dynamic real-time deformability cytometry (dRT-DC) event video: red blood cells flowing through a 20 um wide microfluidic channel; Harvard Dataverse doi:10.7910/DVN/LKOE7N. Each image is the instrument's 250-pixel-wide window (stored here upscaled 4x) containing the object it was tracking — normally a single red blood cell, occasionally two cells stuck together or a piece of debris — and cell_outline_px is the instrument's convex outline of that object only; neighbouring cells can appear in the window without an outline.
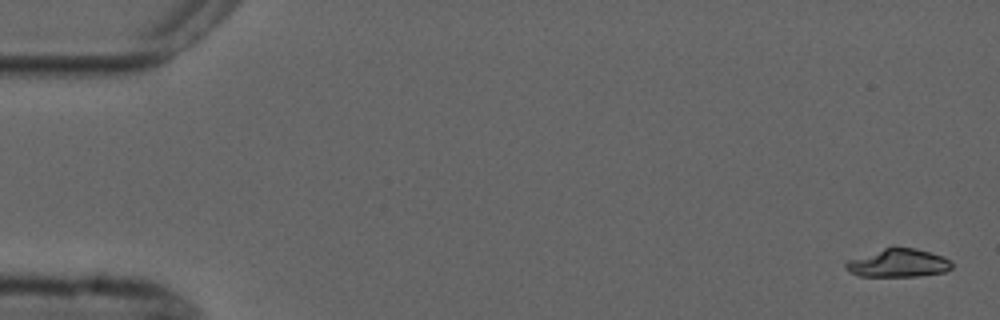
{"species": "common noctule bat (a hibernating species)", "species_latin": "Nyctalus noctula", "temperature_condition": "cold", "stored_images_in_passage": 5, "camera_frame_rate_fps": 3000, "um_per_image_px": 0.085, "animal": {"sex": "male", "forearm_length_mm": 52.5}, "frame": {"image": 1, "passage_image": 1, "time_ms": 0.0, "image_size_px": [1000, 320], "cell_outline_px": [[952, 268], [944, 272], [920, 276], [860, 276], [844, 268], [844, 264], [848, 260], [892, 244], [916, 248], [944, 256], [952, 264]], "centroid_in_image_um": [76.35, 22.32], "position_along_channel_um": 8.7, "area_um2": 17.86}}
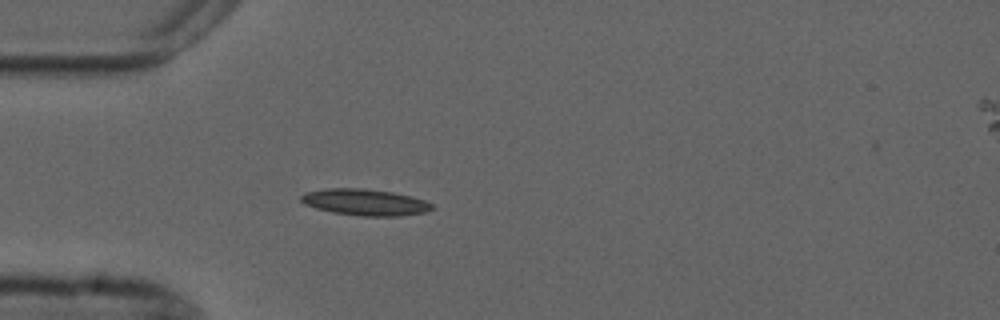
{"frame": {"image": 2, "passage_image": 5, "time_ms": 4.667, "image_size_px": [1000, 320], "cell_outline_px": [[432, 208], [424, 212], [400, 216], [360, 216], [332, 212], [316, 208], [304, 204], [300, 200], [300, 196], [304, 192], [328, 188], [364, 188], [392, 192], [412, 196], [424, 200], [432, 204]], "centroid_in_image_um": [30.99, 17.18], "position_along_channel_um": 54.0, "area_um2": 20.17}}